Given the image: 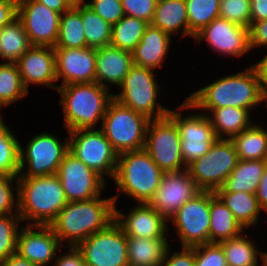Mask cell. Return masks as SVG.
I'll return each instance as SVG.
<instances>
[{"instance_id":"1","label":"cell","mask_w":267,"mask_h":266,"mask_svg":"<svg viewBox=\"0 0 267 266\" xmlns=\"http://www.w3.org/2000/svg\"><path fill=\"white\" fill-rule=\"evenodd\" d=\"M190 94L186 100L191 104V110H201L206 115L213 109L228 106L251 111L265 103L260 73L255 64L236 74L218 78Z\"/></svg>"},{"instance_id":"2","label":"cell","mask_w":267,"mask_h":266,"mask_svg":"<svg viewBox=\"0 0 267 266\" xmlns=\"http://www.w3.org/2000/svg\"><path fill=\"white\" fill-rule=\"evenodd\" d=\"M68 202L50 223V228L65 247H76L90 235L115 220L113 197Z\"/></svg>"},{"instance_id":"3","label":"cell","mask_w":267,"mask_h":266,"mask_svg":"<svg viewBox=\"0 0 267 266\" xmlns=\"http://www.w3.org/2000/svg\"><path fill=\"white\" fill-rule=\"evenodd\" d=\"M59 104L64 114L67 131L76 129H96L102 122L114 92L97 82L76 83L58 86ZM113 92V93H110Z\"/></svg>"},{"instance_id":"4","label":"cell","mask_w":267,"mask_h":266,"mask_svg":"<svg viewBox=\"0 0 267 266\" xmlns=\"http://www.w3.org/2000/svg\"><path fill=\"white\" fill-rule=\"evenodd\" d=\"M18 214L28 225H50L68 203L57 174L18 178Z\"/></svg>"},{"instance_id":"5","label":"cell","mask_w":267,"mask_h":266,"mask_svg":"<svg viewBox=\"0 0 267 266\" xmlns=\"http://www.w3.org/2000/svg\"><path fill=\"white\" fill-rule=\"evenodd\" d=\"M163 174L144 148L118 154L113 181L120 193L112 196L115 205L122 192L129 199L136 200L135 203H148L158 189Z\"/></svg>"},{"instance_id":"6","label":"cell","mask_w":267,"mask_h":266,"mask_svg":"<svg viewBox=\"0 0 267 266\" xmlns=\"http://www.w3.org/2000/svg\"><path fill=\"white\" fill-rule=\"evenodd\" d=\"M156 80L155 70L133 65L118 87L119 93L113 94L114 99L150 120L166 117L170 108L158 102L162 88Z\"/></svg>"},{"instance_id":"7","label":"cell","mask_w":267,"mask_h":266,"mask_svg":"<svg viewBox=\"0 0 267 266\" xmlns=\"http://www.w3.org/2000/svg\"><path fill=\"white\" fill-rule=\"evenodd\" d=\"M149 120L145 115L113 99L99 129L110 141L113 149L120 154L144 148Z\"/></svg>"},{"instance_id":"8","label":"cell","mask_w":267,"mask_h":266,"mask_svg":"<svg viewBox=\"0 0 267 266\" xmlns=\"http://www.w3.org/2000/svg\"><path fill=\"white\" fill-rule=\"evenodd\" d=\"M26 143L23 147L20 142L18 178L57 174L60 163L69 152L68 136L63 143L59 137L47 131L37 133Z\"/></svg>"},{"instance_id":"9","label":"cell","mask_w":267,"mask_h":266,"mask_svg":"<svg viewBox=\"0 0 267 266\" xmlns=\"http://www.w3.org/2000/svg\"><path fill=\"white\" fill-rule=\"evenodd\" d=\"M239 161L234 143L217 139L206 154L187 166L191 178L201 191L221 188Z\"/></svg>"},{"instance_id":"10","label":"cell","mask_w":267,"mask_h":266,"mask_svg":"<svg viewBox=\"0 0 267 266\" xmlns=\"http://www.w3.org/2000/svg\"><path fill=\"white\" fill-rule=\"evenodd\" d=\"M190 109L191 104L185 99L175 110L170 109L168 113L179 130L181 154L186 166L206 154L218 139L205 113L199 111L183 115L182 111Z\"/></svg>"},{"instance_id":"11","label":"cell","mask_w":267,"mask_h":266,"mask_svg":"<svg viewBox=\"0 0 267 266\" xmlns=\"http://www.w3.org/2000/svg\"><path fill=\"white\" fill-rule=\"evenodd\" d=\"M69 134V152L105 179L113 180L118 153L98 129H76Z\"/></svg>"},{"instance_id":"12","label":"cell","mask_w":267,"mask_h":266,"mask_svg":"<svg viewBox=\"0 0 267 266\" xmlns=\"http://www.w3.org/2000/svg\"><path fill=\"white\" fill-rule=\"evenodd\" d=\"M144 149L164 173L187 169L181 154L179 130L169 116L149 120Z\"/></svg>"},{"instance_id":"13","label":"cell","mask_w":267,"mask_h":266,"mask_svg":"<svg viewBox=\"0 0 267 266\" xmlns=\"http://www.w3.org/2000/svg\"><path fill=\"white\" fill-rule=\"evenodd\" d=\"M76 247L85 266H129L127 236L115 220Z\"/></svg>"},{"instance_id":"14","label":"cell","mask_w":267,"mask_h":266,"mask_svg":"<svg viewBox=\"0 0 267 266\" xmlns=\"http://www.w3.org/2000/svg\"><path fill=\"white\" fill-rule=\"evenodd\" d=\"M211 191H200L169 219L175 226L181 247L209 243Z\"/></svg>"},{"instance_id":"15","label":"cell","mask_w":267,"mask_h":266,"mask_svg":"<svg viewBox=\"0 0 267 266\" xmlns=\"http://www.w3.org/2000/svg\"><path fill=\"white\" fill-rule=\"evenodd\" d=\"M57 176L68 202L91 200L106 188V180L70 152L60 163Z\"/></svg>"},{"instance_id":"16","label":"cell","mask_w":267,"mask_h":266,"mask_svg":"<svg viewBox=\"0 0 267 266\" xmlns=\"http://www.w3.org/2000/svg\"><path fill=\"white\" fill-rule=\"evenodd\" d=\"M17 18L22 22L32 46L55 47L61 14L37 0H18Z\"/></svg>"},{"instance_id":"17","label":"cell","mask_w":267,"mask_h":266,"mask_svg":"<svg viewBox=\"0 0 267 266\" xmlns=\"http://www.w3.org/2000/svg\"><path fill=\"white\" fill-rule=\"evenodd\" d=\"M194 40L199 44L205 40L210 49L225 57L239 59L251 51L249 29L221 17L215 18L199 31Z\"/></svg>"},{"instance_id":"18","label":"cell","mask_w":267,"mask_h":266,"mask_svg":"<svg viewBox=\"0 0 267 266\" xmlns=\"http://www.w3.org/2000/svg\"><path fill=\"white\" fill-rule=\"evenodd\" d=\"M200 191L188 169L165 172L158 189L147 204L169 221L183 204Z\"/></svg>"},{"instance_id":"19","label":"cell","mask_w":267,"mask_h":266,"mask_svg":"<svg viewBox=\"0 0 267 266\" xmlns=\"http://www.w3.org/2000/svg\"><path fill=\"white\" fill-rule=\"evenodd\" d=\"M63 246L49 225H26L17 234L16 253L37 266L53 264Z\"/></svg>"},{"instance_id":"20","label":"cell","mask_w":267,"mask_h":266,"mask_svg":"<svg viewBox=\"0 0 267 266\" xmlns=\"http://www.w3.org/2000/svg\"><path fill=\"white\" fill-rule=\"evenodd\" d=\"M57 81L59 86L95 82L96 48L54 47Z\"/></svg>"},{"instance_id":"21","label":"cell","mask_w":267,"mask_h":266,"mask_svg":"<svg viewBox=\"0 0 267 266\" xmlns=\"http://www.w3.org/2000/svg\"><path fill=\"white\" fill-rule=\"evenodd\" d=\"M22 82L29 92V85H43L57 90L56 55L54 47L31 46L16 62Z\"/></svg>"},{"instance_id":"22","label":"cell","mask_w":267,"mask_h":266,"mask_svg":"<svg viewBox=\"0 0 267 266\" xmlns=\"http://www.w3.org/2000/svg\"><path fill=\"white\" fill-rule=\"evenodd\" d=\"M127 214L115 205V221L127 237L167 238L168 221L147 203H136Z\"/></svg>"},{"instance_id":"23","label":"cell","mask_w":267,"mask_h":266,"mask_svg":"<svg viewBox=\"0 0 267 266\" xmlns=\"http://www.w3.org/2000/svg\"><path fill=\"white\" fill-rule=\"evenodd\" d=\"M133 65L132 52L112 45L97 48L95 82L108 89L111 85L118 88Z\"/></svg>"},{"instance_id":"24","label":"cell","mask_w":267,"mask_h":266,"mask_svg":"<svg viewBox=\"0 0 267 266\" xmlns=\"http://www.w3.org/2000/svg\"><path fill=\"white\" fill-rule=\"evenodd\" d=\"M171 38L161 29L149 24L140 42L132 51L133 64L152 70L162 67L172 46Z\"/></svg>"},{"instance_id":"25","label":"cell","mask_w":267,"mask_h":266,"mask_svg":"<svg viewBox=\"0 0 267 266\" xmlns=\"http://www.w3.org/2000/svg\"><path fill=\"white\" fill-rule=\"evenodd\" d=\"M170 35L189 37L187 5L185 0H157L150 23Z\"/></svg>"},{"instance_id":"26","label":"cell","mask_w":267,"mask_h":266,"mask_svg":"<svg viewBox=\"0 0 267 266\" xmlns=\"http://www.w3.org/2000/svg\"><path fill=\"white\" fill-rule=\"evenodd\" d=\"M250 113L252 111L228 106L211 110L207 117L218 139L231 140L254 123Z\"/></svg>"},{"instance_id":"27","label":"cell","mask_w":267,"mask_h":266,"mask_svg":"<svg viewBox=\"0 0 267 266\" xmlns=\"http://www.w3.org/2000/svg\"><path fill=\"white\" fill-rule=\"evenodd\" d=\"M267 160H240L226 178L223 186L215 192H247L256 193Z\"/></svg>"},{"instance_id":"28","label":"cell","mask_w":267,"mask_h":266,"mask_svg":"<svg viewBox=\"0 0 267 266\" xmlns=\"http://www.w3.org/2000/svg\"><path fill=\"white\" fill-rule=\"evenodd\" d=\"M244 230L239 235L220 242L227 266H264V251H261ZM262 260V262H261Z\"/></svg>"},{"instance_id":"29","label":"cell","mask_w":267,"mask_h":266,"mask_svg":"<svg viewBox=\"0 0 267 266\" xmlns=\"http://www.w3.org/2000/svg\"><path fill=\"white\" fill-rule=\"evenodd\" d=\"M170 242L168 238L127 237L129 266H158L172 245Z\"/></svg>"},{"instance_id":"30","label":"cell","mask_w":267,"mask_h":266,"mask_svg":"<svg viewBox=\"0 0 267 266\" xmlns=\"http://www.w3.org/2000/svg\"><path fill=\"white\" fill-rule=\"evenodd\" d=\"M210 216L209 243H220L244 231L233 213L213 191H211Z\"/></svg>"},{"instance_id":"31","label":"cell","mask_w":267,"mask_h":266,"mask_svg":"<svg viewBox=\"0 0 267 266\" xmlns=\"http://www.w3.org/2000/svg\"><path fill=\"white\" fill-rule=\"evenodd\" d=\"M234 218L244 230L259 223V215L263 212L258 204L255 193L247 192H215ZM253 225V226H252Z\"/></svg>"},{"instance_id":"32","label":"cell","mask_w":267,"mask_h":266,"mask_svg":"<svg viewBox=\"0 0 267 266\" xmlns=\"http://www.w3.org/2000/svg\"><path fill=\"white\" fill-rule=\"evenodd\" d=\"M231 141L240 160H267V129L261 124L254 122Z\"/></svg>"},{"instance_id":"33","label":"cell","mask_w":267,"mask_h":266,"mask_svg":"<svg viewBox=\"0 0 267 266\" xmlns=\"http://www.w3.org/2000/svg\"><path fill=\"white\" fill-rule=\"evenodd\" d=\"M31 46L18 18L0 29V58L4 60L3 63H16Z\"/></svg>"},{"instance_id":"34","label":"cell","mask_w":267,"mask_h":266,"mask_svg":"<svg viewBox=\"0 0 267 266\" xmlns=\"http://www.w3.org/2000/svg\"><path fill=\"white\" fill-rule=\"evenodd\" d=\"M83 30L81 5L71 7L69 10L61 14L59 34L55 47H88Z\"/></svg>"},{"instance_id":"35","label":"cell","mask_w":267,"mask_h":266,"mask_svg":"<svg viewBox=\"0 0 267 266\" xmlns=\"http://www.w3.org/2000/svg\"><path fill=\"white\" fill-rule=\"evenodd\" d=\"M148 22L124 15L116 24L112 25L110 45L132 52L140 42Z\"/></svg>"},{"instance_id":"36","label":"cell","mask_w":267,"mask_h":266,"mask_svg":"<svg viewBox=\"0 0 267 266\" xmlns=\"http://www.w3.org/2000/svg\"><path fill=\"white\" fill-rule=\"evenodd\" d=\"M16 63L0 62V108L9 107L28 96Z\"/></svg>"},{"instance_id":"37","label":"cell","mask_w":267,"mask_h":266,"mask_svg":"<svg viewBox=\"0 0 267 266\" xmlns=\"http://www.w3.org/2000/svg\"><path fill=\"white\" fill-rule=\"evenodd\" d=\"M7 125L2 118L0 120V175L18 176L20 141Z\"/></svg>"},{"instance_id":"38","label":"cell","mask_w":267,"mask_h":266,"mask_svg":"<svg viewBox=\"0 0 267 266\" xmlns=\"http://www.w3.org/2000/svg\"><path fill=\"white\" fill-rule=\"evenodd\" d=\"M81 16L87 46L97 49L110 45L112 25L86 4L81 5Z\"/></svg>"},{"instance_id":"39","label":"cell","mask_w":267,"mask_h":266,"mask_svg":"<svg viewBox=\"0 0 267 266\" xmlns=\"http://www.w3.org/2000/svg\"><path fill=\"white\" fill-rule=\"evenodd\" d=\"M187 5L189 36L195 35L212 20L219 17L221 0H185Z\"/></svg>"},{"instance_id":"40","label":"cell","mask_w":267,"mask_h":266,"mask_svg":"<svg viewBox=\"0 0 267 266\" xmlns=\"http://www.w3.org/2000/svg\"><path fill=\"white\" fill-rule=\"evenodd\" d=\"M22 224L19 214L0 215V263L16 254L17 234Z\"/></svg>"},{"instance_id":"41","label":"cell","mask_w":267,"mask_h":266,"mask_svg":"<svg viewBox=\"0 0 267 266\" xmlns=\"http://www.w3.org/2000/svg\"><path fill=\"white\" fill-rule=\"evenodd\" d=\"M219 17L250 28V0H221Z\"/></svg>"},{"instance_id":"42","label":"cell","mask_w":267,"mask_h":266,"mask_svg":"<svg viewBox=\"0 0 267 266\" xmlns=\"http://www.w3.org/2000/svg\"><path fill=\"white\" fill-rule=\"evenodd\" d=\"M18 200V176L0 175V215L18 214Z\"/></svg>"},{"instance_id":"43","label":"cell","mask_w":267,"mask_h":266,"mask_svg":"<svg viewBox=\"0 0 267 266\" xmlns=\"http://www.w3.org/2000/svg\"><path fill=\"white\" fill-rule=\"evenodd\" d=\"M195 266H227L221 245L205 243L195 246Z\"/></svg>"},{"instance_id":"44","label":"cell","mask_w":267,"mask_h":266,"mask_svg":"<svg viewBox=\"0 0 267 266\" xmlns=\"http://www.w3.org/2000/svg\"><path fill=\"white\" fill-rule=\"evenodd\" d=\"M95 13L111 25L116 24L125 14L121 0H91L86 2Z\"/></svg>"},{"instance_id":"45","label":"cell","mask_w":267,"mask_h":266,"mask_svg":"<svg viewBox=\"0 0 267 266\" xmlns=\"http://www.w3.org/2000/svg\"><path fill=\"white\" fill-rule=\"evenodd\" d=\"M125 15L151 23L157 0H121Z\"/></svg>"},{"instance_id":"46","label":"cell","mask_w":267,"mask_h":266,"mask_svg":"<svg viewBox=\"0 0 267 266\" xmlns=\"http://www.w3.org/2000/svg\"><path fill=\"white\" fill-rule=\"evenodd\" d=\"M167 248L163 261L158 266H195V246L181 247L180 252Z\"/></svg>"},{"instance_id":"47","label":"cell","mask_w":267,"mask_h":266,"mask_svg":"<svg viewBox=\"0 0 267 266\" xmlns=\"http://www.w3.org/2000/svg\"><path fill=\"white\" fill-rule=\"evenodd\" d=\"M250 48L267 47V19L253 23L249 28Z\"/></svg>"},{"instance_id":"48","label":"cell","mask_w":267,"mask_h":266,"mask_svg":"<svg viewBox=\"0 0 267 266\" xmlns=\"http://www.w3.org/2000/svg\"><path fill=\"white\" fill-rule=\"evenodd\" d=\"M65 248L68 249V252L57 255L53 266H85L83 256L77 247L68 246Z\"/></svg>"},{"instance_id":"49","label":"cell","mask_w":267,"mask_h":266,"mask_svg":"<svg viewBox=\"0 0 267 266\" xmlns=\"http://www.w3.org/2000/svg\"><path fill=\"white\" fill-rule=\"evenodd\" d=\"M18 0H0V29L17 18Z\"/></svg>"},{"instance_id":"50","label":"cell","mask_w":267,"mask_h":266,"mask_svg":"<svg viewBox=\"0 0 267 266\" xmlns=\"http://www.w3.org/2000/svg\"><path fill=\"white\" fill-rule=\"evenodd\" d=\"M267 19V0H250V24Z\"/></svg>"},{"instance_id":"51","label":"cell","mask_w":267,"mask_h":266,"mask_svg":"<svg viewBox=\"0 0 267 266\" xmlns=\"http://www.w3.org/2000/svg\"><path fill=\"white\" fill-rule=\"evenodd\" d=\"M256 198L261 210L267 214V166L261 177L259 186L256 190Z\"/></svg>"},{"instance_id":"52","label":"cell","mask_w":267,"mask_h":266,"mask_svg":"<svg viewBox=\"0 0 267 266\" xmlns=\"http://www.w3.org/2000/svg\"><path fill=\"white\" fill-rule=\"evenodd\" d=\"M261 77V90L267 106V53L255 63Z\"/></svg>"},{"instance_id":"53","label":"cell","mask_w":267,"mask_h":266,"mask_svg":"<svg viewBox=\"0 0 267 266\" xmlns=\"http://www.w3.org/2000/svg\"><path fill=\"white\" fill-rule=\"evenodd\" d=\"M38 2L44 4L49 9L58 12L60 14L69 10L71 6L67 3L66 0H37Z\"/></svg>"},{"instance_id":"54","label":"cell","mask_w":267,"mask_h":266,"mask_svg":"<svg viewBox=\"0 0 267 266\" xmlns=\"http://www.w3.org/2000/svg\"><path fill=\"white\" fill-rule=\"evenodd\" d=\"M0 266H37L25 258L20 257L17 253L11 255L7 260L0 263Z\"/></svg>"},{"instance_id":"55","label":"cell","mask_w":267,"mask_h":266,"mask_svg":"<svg viewBox=\"0 0 267 266\" xmlns=\"http://www.w3.org/2000/svg\"><path fill=\"white\" fill-rule=\"evenodd\" d=\"M71 7H76L82 4H86V0H66Z\"/></svg>"},{"instance_id":"56","label":"cell","mask_w":267,"mask_h":266,"mask_svg":"<svg viewBox=\"0 0 267 266\" xmlns=\"http://www.w3.org/2000/svg\"><path fill=\"white\" fill-rule=\"evenodd\" d=\"M264 266H267V252L264 253Z\"/></svg>"}]
</instances>
